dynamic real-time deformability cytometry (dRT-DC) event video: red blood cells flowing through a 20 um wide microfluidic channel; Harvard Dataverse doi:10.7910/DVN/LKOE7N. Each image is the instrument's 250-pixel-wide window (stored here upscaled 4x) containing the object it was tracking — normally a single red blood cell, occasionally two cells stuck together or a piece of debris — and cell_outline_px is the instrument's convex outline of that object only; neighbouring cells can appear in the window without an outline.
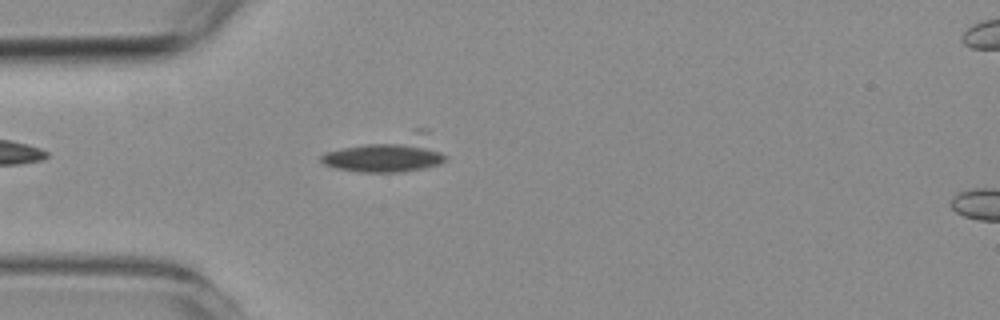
{"species": "common noctule bat (a hibernating species)", "species_latin": "Nyctalus noctula", "temperature_condition": "room temperature", "stored_images_in_passage": 41, "camera_frame_rate_fps": 3000, "um_per_image_px": 0.085, "animal": {"sex": "female", "body_mass_g": 19.3, "forearm_length_mm": 54.1}, "frame": {"image": 1, "passage_image": 1, "time_ms": 0.0, "image_size_px": [1000, 320], "cell_outline_px": [[448, 156], [440, 164], [424, 168], [396, 172], [360, 172], [336, 168], [324, 164], [320, 160], [320, 156], [324, 152], [416, 128], [424, 128], [428, 132]], "centroid_in_image_um": [33.02, 13.05], "position_along_channel_um": 52.0, "area_um2": 26.65}}
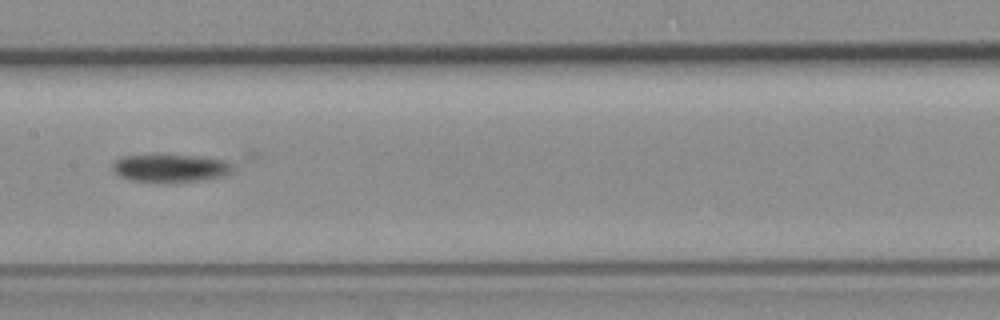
{"frame": {"image": 2, "passage_image": 13, "time_ms": 4.0, "image_size_px": [1000, 320], "cell_outline_px": [[232, 172], [224, 176], [204, 180], [132, 180], [120, 176], [112, 168], [112, 160], [120, 156], [200, 156], [224, 160], [232, 164]], "centroid_in_image_um": [14.5, 14.26], "position_along_channel_um": 192.9, "area_um2": 18.73}}
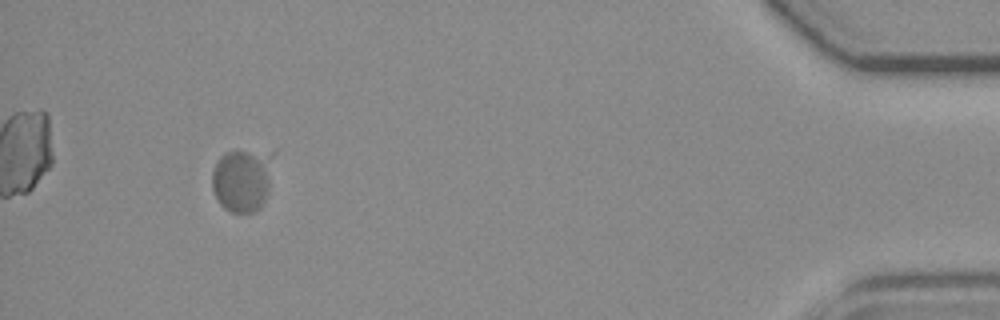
{"frame": {"image": 3, "passage_image": 37, "time_ms": 12.0, "image_size_px": [1000, 320], "cell_outline_px": [[276, 152], [268, 192], [260, 208], [252, 212], [228, 212], [220, 204], [212, 188], [212, 172], [216, 160], [224, 152], [276, 148]], "centroid_in_image_um": [20.66, 15.21], "position_along_channel_um": 414.5, "area_um2": 23.58}}